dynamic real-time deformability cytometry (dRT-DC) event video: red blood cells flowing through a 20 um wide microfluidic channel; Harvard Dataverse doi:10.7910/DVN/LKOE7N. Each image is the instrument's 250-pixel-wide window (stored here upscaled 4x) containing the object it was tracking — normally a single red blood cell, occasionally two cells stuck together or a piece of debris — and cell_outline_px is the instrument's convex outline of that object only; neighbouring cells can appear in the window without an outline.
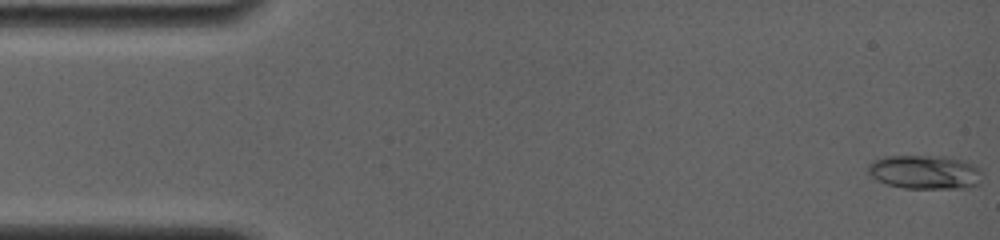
{"species": "common noctule bat (a hibernating species)", "species_latin": "Nyctalus noctula", "temperature_condition": "room temperature", "stored_images_in_passage": 8, "camera_frame_rate_fps": 4000, "um_per_image_px": 0.085, "animal": {"sex": "female", "body_mass_g": 19.0, "forearm_length_mm": 56.7}, "frame": {"image": 1, "passage_image": 1, "time_ms": 0.0, "image_size_px": [1000, 240], "cell_outline_px": [[980, 184], [968, 188], [904, 188], [888, 184], [872, 176], [868, 172], [868, 164], [872, 160], [884, 156], [948, 156], [964, 160], [980, 168]], "centroid_in_image_um": [78.64, 14.61], "position_along_channel_um": 6.4, "area_um2": 22.66}}
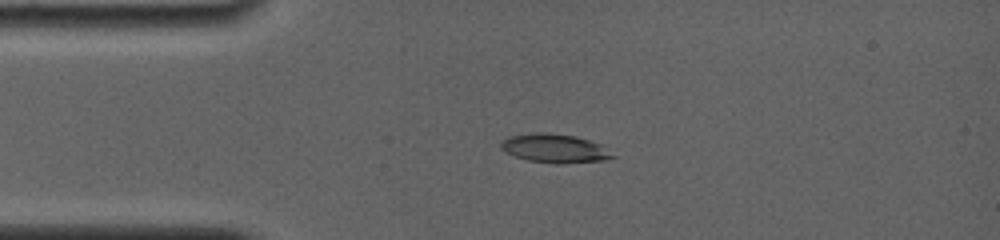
{"frame": {"image": 2, "passage_image": 7, "time_ms": 3.5, "image_size_px": [1000, 240], "cell_outline_px": [[616, 156], [608, 160], [560, 164], [556, 164], [528, 160], [504, 152], [500, 148], [500, 140], [508, 136], [536, 132], [548, 132], [576, 136], [600, 144]], "centroid_in_image_um": [47.12, 12.61], "position_along_channel_um": 37.9, "area_um2": 18.96}}